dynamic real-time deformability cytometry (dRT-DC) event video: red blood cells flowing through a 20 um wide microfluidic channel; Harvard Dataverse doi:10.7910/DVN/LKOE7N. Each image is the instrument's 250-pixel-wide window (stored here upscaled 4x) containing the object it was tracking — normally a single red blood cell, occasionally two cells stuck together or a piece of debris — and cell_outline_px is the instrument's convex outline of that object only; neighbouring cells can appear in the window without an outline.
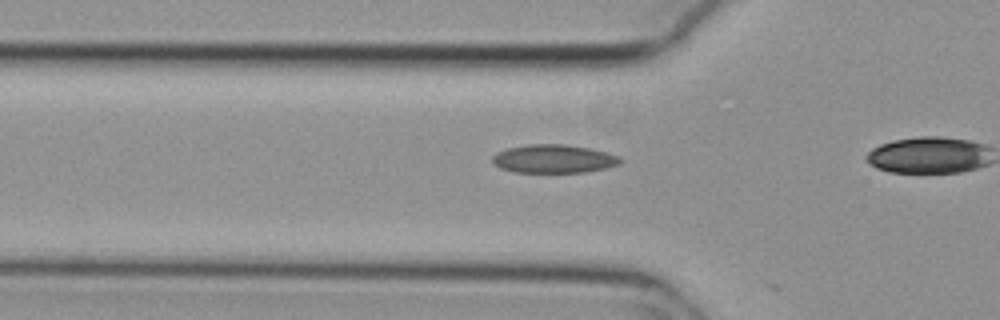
{"species": "common noctule bat (a hibernating species)", "species_latin": "Nyctalus noctula", "temperature_condition": "cold", "stored_images_in_passage": 17, "camera_frame_rate_fps": 3000, "um_per_image_px": 0.085, "animal": {"sex": "female", "body_mass_g": 29.2, "forearm_length_mm": 56.3}, "frame": {"image": 1, "passage_image": 14, "time_ms": 4.333, "image_size_px": [1000, 320], "cell_outline_px": [[624, 160], [620, 164], [604, 168], [584, 172], [516, 172], [500, 168], [492, 164], [492, 156], [496, 152], [508, 148], [528, 144], [564, 144], [588, 148], [620, 156]], "centroid_in_image_um": [47.04, 13.5], "position_along_channel_um": 78.8, "area_um2": 21.15}}